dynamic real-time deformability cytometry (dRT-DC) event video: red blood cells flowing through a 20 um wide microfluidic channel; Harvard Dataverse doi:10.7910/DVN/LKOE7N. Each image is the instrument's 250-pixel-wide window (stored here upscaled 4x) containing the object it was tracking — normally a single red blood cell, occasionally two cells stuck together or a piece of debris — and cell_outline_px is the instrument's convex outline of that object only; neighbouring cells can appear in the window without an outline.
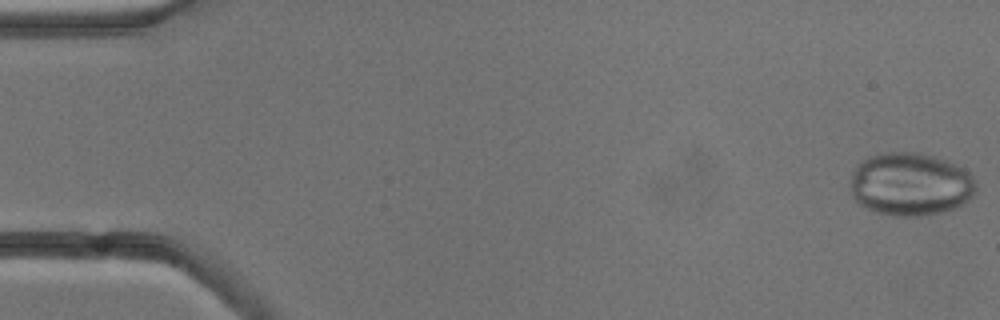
{"species": "common noctule bat (a hibernating species)", "species_latin": "Nyctalus noctula", "temperature_condition": "cold", "stored_images_in_passage": 5, "camera_frame_rate_fps": 3000, "um_per_image_px": 0.085, "animal": {"sex": "male", "body_mass_g": 13.3}, "frame": {"image": 1, "passage_image": 1, "time_ms": 0.0, "image_size_px": [1000, 320], "cell_outline_px": [[976, 192], [968, 200], [956, 208], [944, 212], [920, 216], [896, 216], [876, 212], [860, 204], [852, 196], [852, 172], [868, 156], [884, 152], [920, 152], [948, 160], [956, 164], [968, 172], [976, 180]], "centroid_in_image_um": [77.43, 15.65], "position_along_channel_um": 7.6, "area_um2": 46.36}}